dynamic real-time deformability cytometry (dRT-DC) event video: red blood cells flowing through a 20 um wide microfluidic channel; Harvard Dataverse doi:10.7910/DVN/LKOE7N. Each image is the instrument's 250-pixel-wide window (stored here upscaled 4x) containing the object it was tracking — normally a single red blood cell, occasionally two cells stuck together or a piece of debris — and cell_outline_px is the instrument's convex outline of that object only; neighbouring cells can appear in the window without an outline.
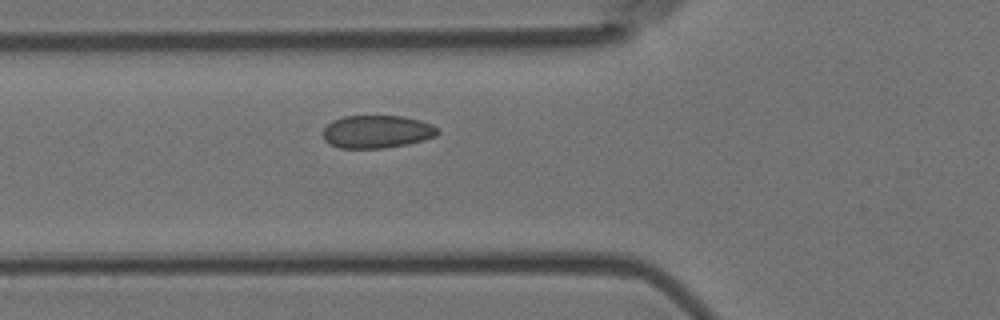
{"species": "Egyptian fruit bat (a non-hibernating species)", "species_latin": "Rousettus aegyptiacus", "temperature_condition": "room temperature", "stored_images_in_passage": 2, "camera_frame_rate_fps": 3000, "um_per_image_px": 0.085, "animal": {"sex": "female"}, "frame": {"image": 1, "passage_image": 2, "time_ms": 0.333, "image_size_px": [1000, 320], "cell_outline_px": [[440, 132], [436, 136], [424, 140], [408, 144], [384, 148], [340, 148], [328, 144], [324, 140], [320, 132], [332, 120], [344, 116], [400, 116], [420, 120], [432, 124], [440, 128]], "centroid_in_image_um": [32.02, 11.2], "position_along_channel_um": 93.8, "area_um2": 22.31}}